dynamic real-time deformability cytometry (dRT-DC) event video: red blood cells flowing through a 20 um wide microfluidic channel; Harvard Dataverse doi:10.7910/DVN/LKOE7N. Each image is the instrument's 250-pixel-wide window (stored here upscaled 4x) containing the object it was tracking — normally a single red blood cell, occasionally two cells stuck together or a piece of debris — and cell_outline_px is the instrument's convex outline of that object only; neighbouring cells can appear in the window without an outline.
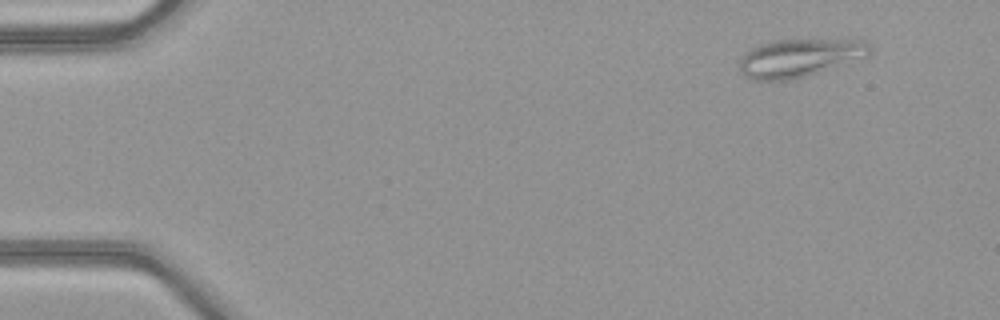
{"species": "common noctule bat (a hibernating species)", "species_latin": "Nyctalus noctula", "temperature_condition": "warm", "stored_images_in_passage": 47, "camera_frame_rate_fps": 3000, "um_per_image_px": 0.085, "animal": {"sex": "female", "body_mass_g": 21.9}, "frame": {"image": 1, "passage_image": 2, "time_ms": 0.333, "image_size_px": [1000, 320], "cell_outline_px": [[872, 48], [868, 60], [788, 80], [748, 80], [740, 72], [740, 60], [744, 52], [760, 44], [776, 40], [868, 40]], "centroid_in_image_um": [68.07, 4.93], "position_along_channel_um": 16.9, "area_um2": 29.65}}
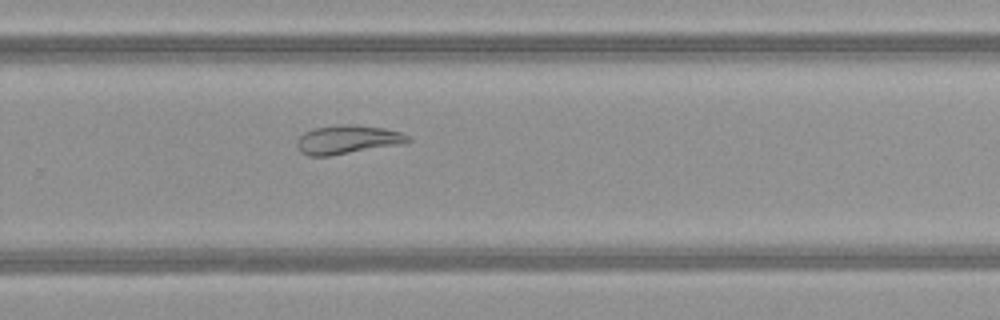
{"frame": {"image": 2, "passage_image": 31, "time_ms": 10.0, "image_size_px": [1000, 320], "cell_outline_px": [[412, 140], [408, 144], [328, 156], [308, 156], [300, 152], [296, 144], [300, 136], [304, 132], [312, 128], [340, 124], [348, 124], [384, 128], [400, 132], [408, 136]], "centroid_in_image_um": [29.57, 11.87], "position_along_channel_um": 300.2, "area_um2": 18.9}}
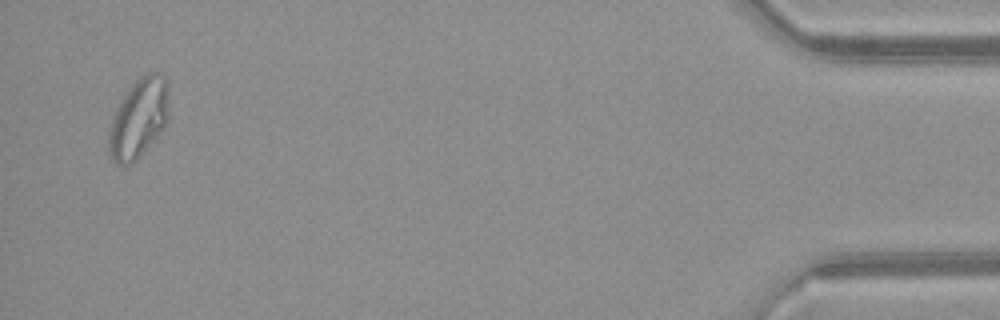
{"frame": {"image": 3, "passage_image": 46, "time_ms": 15.0, "image_size_px": [1000, 320], "cell_outline_px": [[168, 120], [164, 128], [140, 156], [132, 164], [116, 164], [112, 160], [108, 148], [108, 128], [120, 100], [128, 88], [140, 76], [148, 72], [160, 72], [168, 80]], "centroid_in_image_um": [11.79, 10.03], "position_along_channel_um": 423.4, "area_um2": 28.21}, "authors_computed_cell_mechanics": {"area_um2": 23.2356, "velocity_mm_per_s": 4.1217, "shape_relaxation_time_tau1_ms": null, "shape_relaxation_time_tau2_ms": 6.0177, "deformation_change_tau1": null, "deformation_change_tau2": 0.137}}